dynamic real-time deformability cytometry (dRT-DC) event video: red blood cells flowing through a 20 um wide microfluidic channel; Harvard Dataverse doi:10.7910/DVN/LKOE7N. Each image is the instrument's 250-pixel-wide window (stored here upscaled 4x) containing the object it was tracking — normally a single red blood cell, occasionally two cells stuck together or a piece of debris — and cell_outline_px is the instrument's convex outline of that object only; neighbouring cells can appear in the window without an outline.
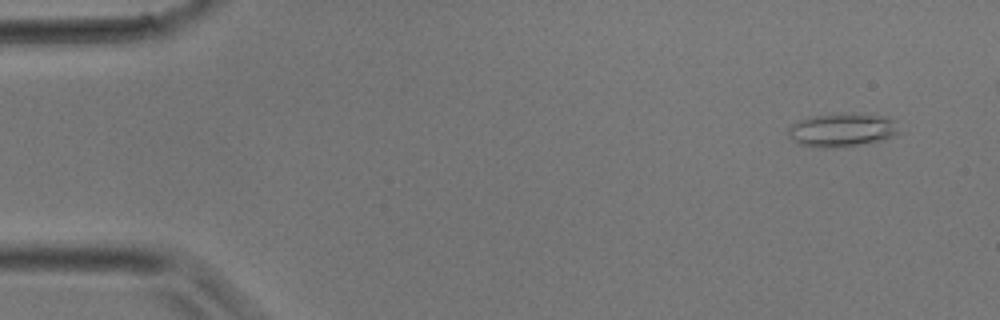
{"species": "common noctule bat (a hibernating species)", "species_latin": "Nyctalus noctula", "temperature_condition": "room temperature", "stored_images_in_passage": 35, "camera_frame_rate_fps": 3000, "um_per_image_px": 0.085, "animal": {"sex": "male", "body_mass_g": 17.9}, "frame": {"image": 1, "passage_image": 3, "time_ms": 0.667, "image_size_px": [1000, 320], "cell_outline_px": [[900, 132], [892, 136], [880, 140], [860, 144], [836, 148], [820, 148], [800, 144], [792, 140], [788, 136], [788, 128], [792, 124], [800, 120], [812, 116], [888, 116], [896, 120]], "centroid_in_image_um": [71.56, 11.1], "position_along_channel_um": 13.4, "area_um2": 20.87}}
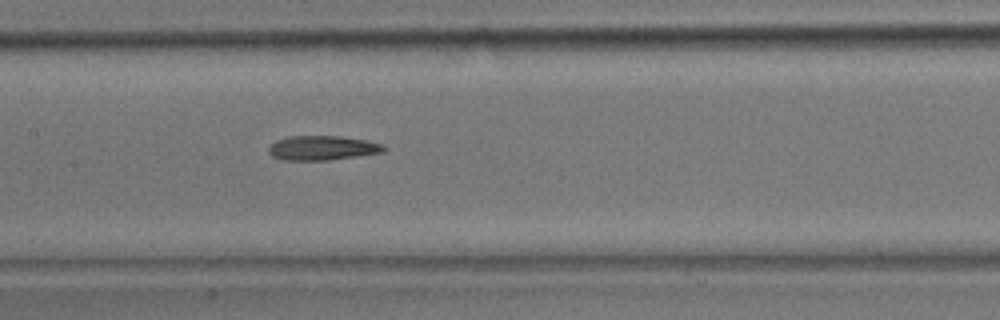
{"frame": {"image": 2, "passage_image": 18, "time_ms": 5.667, "image_size_px": [1000, 320], "cell_outline_px": [[388, 148], [384, 152], [328, 160], [280, 160], [272, 156], [268, 152], [268, 148], [276, 140], [288, 136], [340, 136], [368, 140], [384, 144]], "centroid_in_image_um": [27.42, 12.57], "position_along_channel_um": 180.0, "area_um2": 16.59}}
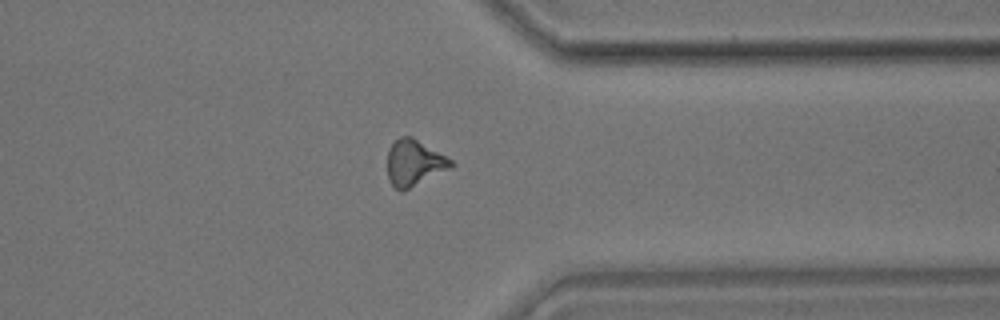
{"frame": {"image": 3, "passage_image": 29, "time_ms": 9.333, "image_size_px": [1000, 320], "cell_outline_px": [[456, 164], [452, 168], [404, 192], [400, 192], [388, 180], [388, 148], [400, 136], [412, 136], [452, 160]], "centroid_in_image_um": [35.22, 13.87], "position_along_channel_um": 376.2, "area_um2": 17.34}}